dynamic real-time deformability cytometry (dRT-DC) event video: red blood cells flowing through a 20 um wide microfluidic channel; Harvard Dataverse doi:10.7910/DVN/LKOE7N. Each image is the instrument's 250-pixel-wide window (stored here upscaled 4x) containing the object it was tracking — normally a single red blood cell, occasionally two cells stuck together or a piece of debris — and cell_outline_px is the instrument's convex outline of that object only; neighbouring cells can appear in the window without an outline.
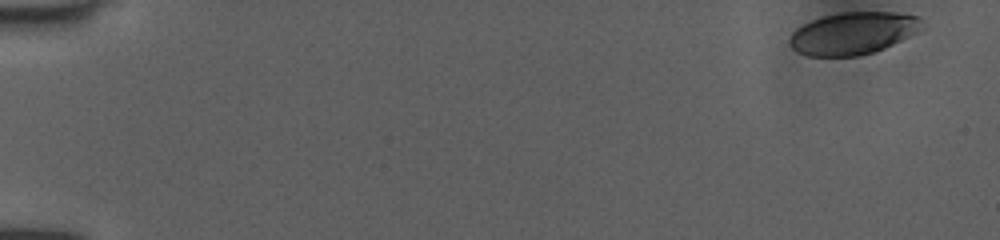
{"species": "human", "species_latin": "Homo sapiens", "temperature_condition": "room temperature", "stored_images_in_passage": 50, "camera_frame_rate_fps": 3000, "um_per_image_px": 0.085, "donor": {"sex": "female"}, "frame": {"image": 1, "passage_image": 1, "time_ms": 0.0, "image_size_px": [1000, 240], "cell_outline_px": [[924, 28], [920, 32], [884, 48], [872, 52], [856, 56], [808, 56], [796, 52], [788, 44], [788, 40], [792, 32], [796, 28], [812, 20], [824, 16], [844, 12], [892, 12], [920, 16], [924, 20]], "centroid_in_image_um": [72.55, 2.82], "position_along_channel_um": 12.5, "area_um2": 32.95}}
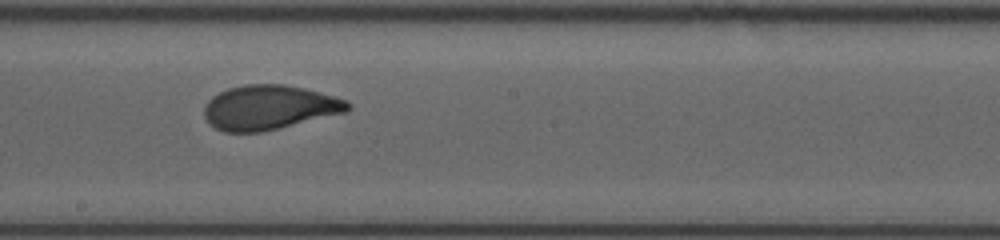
{"frame": {"image": 2, "passage_image": 29, "time_ms": 9.333, "image_size_px": [1000, 240], "cell_outline_px": [[352, 108], [348, 112], [260, 132], [224, 132], [208, 124], [204, 116], [204, 104], [212, 96], [228, 88], [244, 84], [284, 84], [304, 88], [348, 100], [352, 104]], "centroid_in_image_um": [22.88, 9.13], "position_along_channel_um": 225.3, "area_um2": 37.45}}
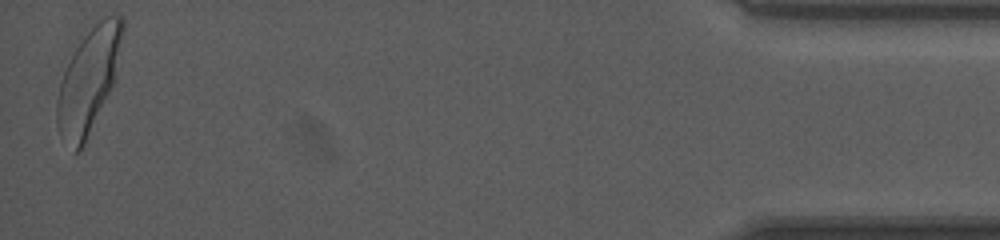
{"frame": {"image": 3, "passage_image": 50, "time_ms": 16.333, "image_size_px": [1000, 240], "cell_outline_px": [[124, 32], [112, 84], [84, 144], [80, 152], [76, 152], [60, 136], [56, 128], [56, 100], [60, 84], [64, 72], [80, 32], [104, 16], [124, 16]], "centroid_in_image_um": [7.49, 6.74], "position_along_channel_um": 427.7, "area_um2": 39.82}, "authors_computed_cell_mechanics": {"area_um2": 36.7897, "velocity_mm_per_s": 4.0221, "shape_relaxation_time_tau1_ms": 2.7548, "shape_relaxation_time_tau2_ms": 0.7028, "deformation_change_tau1": 0.1476, "deformation_change_tau2": 0.0585}}